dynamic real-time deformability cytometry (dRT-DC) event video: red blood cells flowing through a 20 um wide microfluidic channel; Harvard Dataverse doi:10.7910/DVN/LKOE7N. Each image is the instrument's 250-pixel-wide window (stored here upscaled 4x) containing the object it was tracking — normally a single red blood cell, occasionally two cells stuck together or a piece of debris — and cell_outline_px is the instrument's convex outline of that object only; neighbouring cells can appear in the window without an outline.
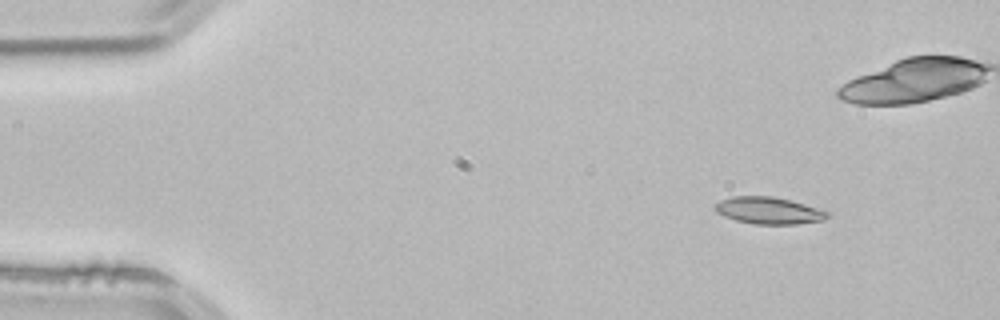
{"species": "common noctule bat (a hibernating species)", "species_latin": "Nyctalus noctula", "temperature_condition": "room temperature", "stored_images_in_passage": 5, "camera_frame_rate_fps": 3000, "um_per_image_px": 0.085, "animal": {"sex": "male", "body_mass_g": 21.5, "forearm_length_mm": 52.0}, "frame": {"image": 1, "passage_image": 2, "time_ms": 0.333, "image_size_px": [1000, 320], "cell_outline_px": [[832, 212], [824, 220], [796, 224], [756, 224], [736, 220], [724, 216], [716, 212], [712, 208], [712, 204], [720, 200], [732, 196], [772, 196], [792, 200]], "centroid_in_image_um": [65.32, 17.88], "position_along_channel_um": 19.7, "area_um2": 17.92}}